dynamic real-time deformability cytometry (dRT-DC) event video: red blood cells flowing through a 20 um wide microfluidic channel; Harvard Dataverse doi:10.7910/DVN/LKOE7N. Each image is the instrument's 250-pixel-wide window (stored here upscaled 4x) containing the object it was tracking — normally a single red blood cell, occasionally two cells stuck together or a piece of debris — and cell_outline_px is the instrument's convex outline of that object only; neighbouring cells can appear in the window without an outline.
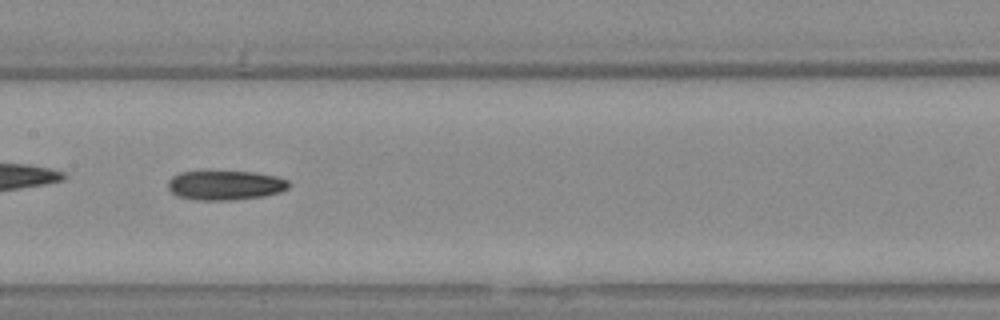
{"species": "Egyptian fruit bat (a non-hibernating species)", "species_latin": "Rousettus aegyptiacus", "temperature_condition": "warm", "stored_images_in_passage": 39, "camera_frame_rate_fps": 3000, "um_per_image_px": 0.085, "animal": {"sex": "female"}, "frame": {"image": 1, "passage_image": 12, "time_ms": 3.667, "image_size_px": [1000, 320], "cell_outline_px": [[292, 184], [288, 188], [280, 192], [264, 196], [232, 200], [196, 200], [176, 196], [168, 188], [168, 180], [172, 176], [180, 172], [208, 168], [252, 172], [276, 176], [288, 180]], "centroid_in_image_um": [19.11, 15.7], "position_along_channel_um": 188.3, "area_um2": 21.79}}
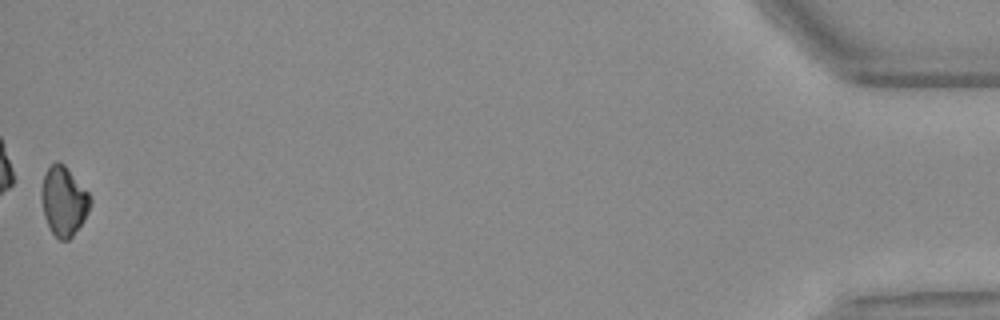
{"frame": {"image": 2, "passage_image": 39, "time_ms": 12.667, "image_size_px": [1000, 320], "cell_outline_px": [[92, 200], [88, 212], [84, 220], [72, 236], [68, 240], [60, 240], [52, 232], [44, 216], [40, 196], [40, 192], [44, 176], [48, 168], [56, 160], [64, 164], [88, 192]], "centroid_in_image_um": [5.41, 17.09], "position_along_channel_um": 429.8, "area_um2": 19.59}}